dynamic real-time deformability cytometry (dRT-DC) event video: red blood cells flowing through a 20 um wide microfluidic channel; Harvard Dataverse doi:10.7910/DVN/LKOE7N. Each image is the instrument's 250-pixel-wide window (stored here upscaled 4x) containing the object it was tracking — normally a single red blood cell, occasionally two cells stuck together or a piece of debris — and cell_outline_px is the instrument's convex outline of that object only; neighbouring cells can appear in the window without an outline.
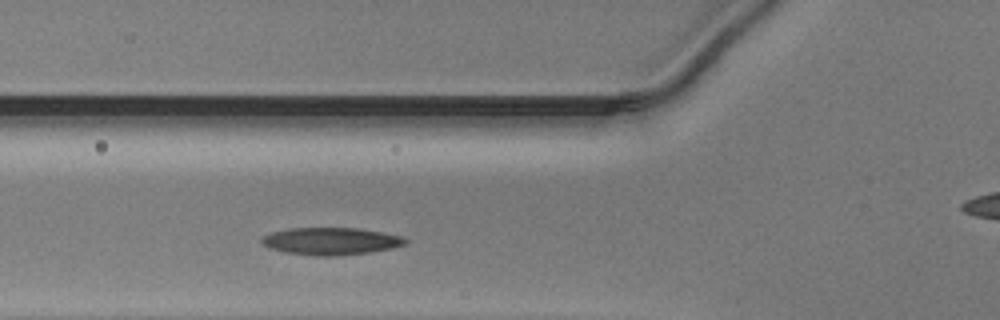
{"species": "Egyptian fruit bat (a non-hibernating species)", "species_latin": "Rousettus aegyptiacus", "temperature_condition": "warm", "stored_images_in_passage": 32, "camera_frame_rate_fps": 3000, "um_per_image_px": 0.085, "animal": {"sex": "male"}, "frame": {"image": 1, "passage_image": 10, "time_ms": 3.0, "image_size_px": [1000, 320], "cell_outline_px": [[408, 244], [392, 248], [372, 252], [332, 256], [316, 256], [288, 252], [268, 248], [260, 240], [264, 236], [272, 232], [288, 228], [360, 228], [384, 232], [400, 236], [408, 240]], "centroid_in_image_um": [28.17, 20.49], "position_along_channel_um": 97.6, "area_um2": 22.89}}
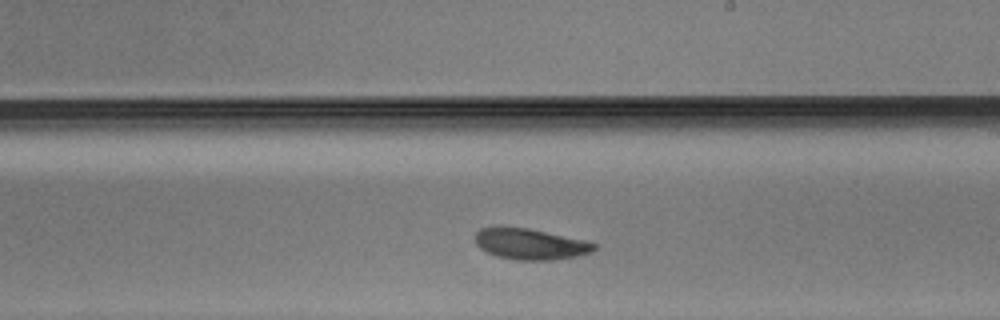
{"frame": {"image": 2, "passage_image": 21, "time_ms": 6.667, "image_size_px": [1000, 320], "cell_outline_px": [[596, 248], [592, 252], [576, 256], [552, 260], [516, 260], [496, 256], [480, 248], [476, 244], [476, 232], [480, 228], [492, 224], [504, 224], [528, 228], [584, 240], [596, 244]], "centroid_in_image_um": [44.99, 20.7], "position_along_channel_um": 244.0, "area_um2": 21.96}}
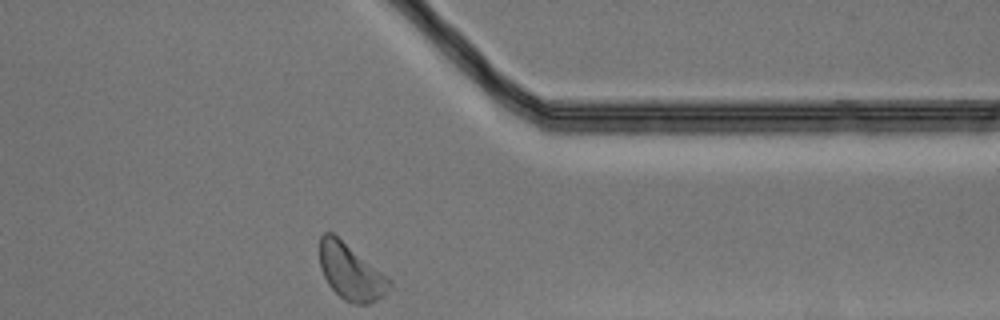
{"frame": {"image": 3, "passage_image": 32, "time_ms": 10.333, "image_size_px": [1000, 320], "cell_outline_px": [[392, 284], [376, 300], [368, 304], [356, 304], [344, 300], [328, 284], [320, 268], [320, 236], [324, 232], [332, 232], [392, 280]], "centroid_in_image_um": [29.79, 23.1], "position_along_channel_um": 381.6, "area_um2": 22.31}}